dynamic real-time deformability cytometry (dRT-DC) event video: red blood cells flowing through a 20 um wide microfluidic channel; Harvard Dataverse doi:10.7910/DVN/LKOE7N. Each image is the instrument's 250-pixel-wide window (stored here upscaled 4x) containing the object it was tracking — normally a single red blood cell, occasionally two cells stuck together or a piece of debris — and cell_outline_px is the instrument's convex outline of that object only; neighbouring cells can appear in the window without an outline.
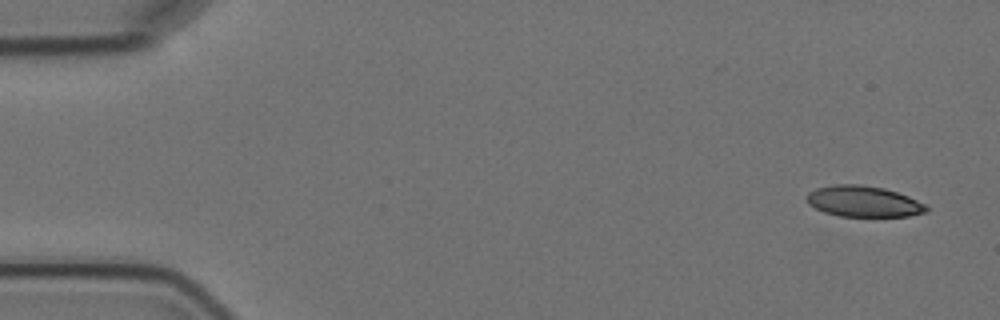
{"species": "Egyptian fruit bat (a non-hibernating species)", "species_latin": "Rousettus aegyptiacus", "temperature_condition": "cold", "stored_images_in_passage": 5, "camera_frame_rate_fps": 3000, "um_per_image_px": 0.085, "animal": {"sex": "female"}, "frame": {"image": 1, "passage_image": 1, "time_ms": 0.0, "image_size_px": [1000, 320], "cell_outline_px": [[928, 212], [908, 216], [840, 216], [824, 212], [808, 204], [804, 196], [808, 192], [816, 188], [836, 184], [860, 184], [884, 188], [908, 196], [924, 204], [928, 208]], "centroid_in_image_um": [73.36, 17.11], "position_along_channel_um": 11.6, "area_um2": 21.62}}
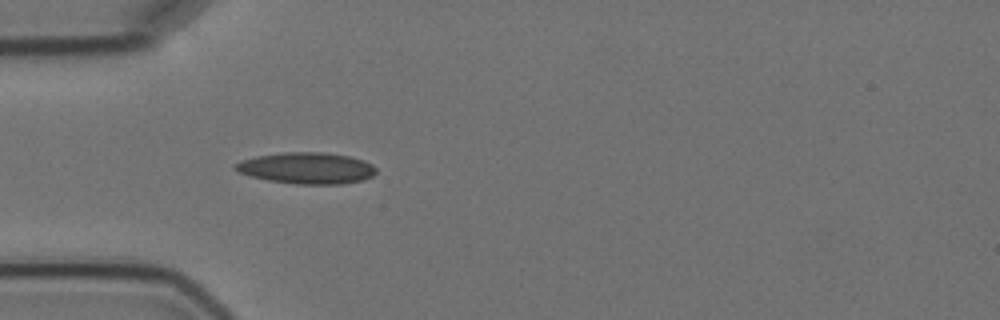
{"frame": {"image": 2, "passage_image": 5, "time_ms": 4.667, "image_size_px": [1000, 320], "cell_outline_px": [[376, 172], [372, 176], [364, 180], [340, 184], [296, 184], [268, 180], [236, 172], [232, 168], [240, 160], [256, 156], [284, 152], [324, 152], [348, 156], [364, 160], [372, 164], [376, 168]], "centroid_in_image_um": [26.06, 14.29], "position_along_channel_um": 58.9, "area_um2": 25.84}}